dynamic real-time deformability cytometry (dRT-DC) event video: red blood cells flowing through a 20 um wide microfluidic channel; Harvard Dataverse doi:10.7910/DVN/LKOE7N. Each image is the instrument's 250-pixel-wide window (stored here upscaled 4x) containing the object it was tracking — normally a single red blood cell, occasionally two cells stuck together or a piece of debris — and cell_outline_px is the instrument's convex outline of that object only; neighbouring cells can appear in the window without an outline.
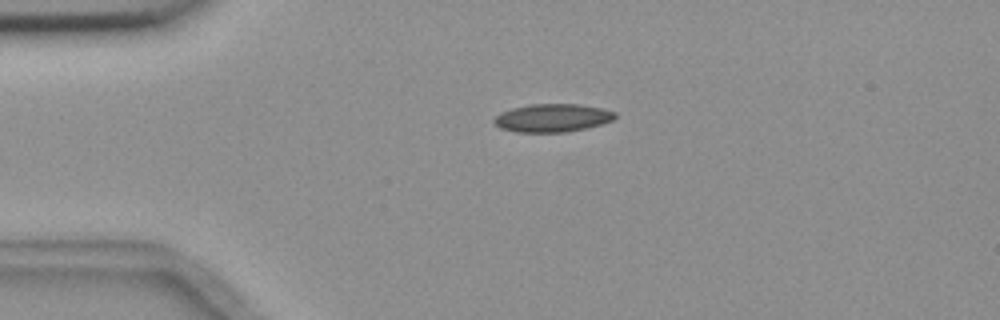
{"species": "common noctule bat (a hibernating species)", "species_latin": "Nyctalus noctula", "temperature_condition": "room temperature", "stored_images_in_passage": 3, "camera_frame_rate_fps": 3000, "um_per_image_px": 0.085, "animal": {"sex": "female", "body_mass_g": 18.4}, "frame": {"image": 1, "passage_image": 2, "time_ms": 1.0, "image_size_px": [1000, 320], "cell_outline_px": [[616, 116], [612, 120], [588, 128], [568, 132], [516, 132], [500, 128], [492, 120], [500, 112], [512, 108], [528, 104], [580, 104], [604, 108], [616, 112]], "centroid_in_image_um": [46.96, 10.02], "position_along_channel_um": 38.0, "area_um2": 20.0}}